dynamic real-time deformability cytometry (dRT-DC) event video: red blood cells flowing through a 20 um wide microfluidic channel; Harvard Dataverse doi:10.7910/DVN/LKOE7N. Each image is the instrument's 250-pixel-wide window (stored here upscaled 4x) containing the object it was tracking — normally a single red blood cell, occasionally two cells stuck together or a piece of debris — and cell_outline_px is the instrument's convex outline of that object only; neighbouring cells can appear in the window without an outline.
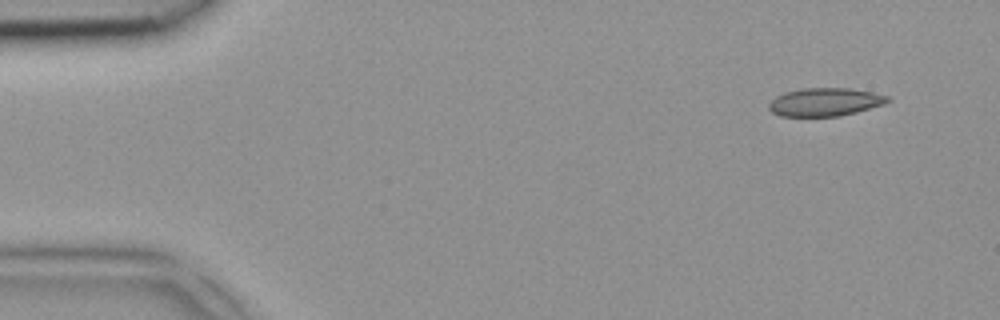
{"species": "common noctule bat (a hibernating species)", "species_latin": "Nyctalus noctula", "temperature_condition": "room temperature", "stored_images_in_passage": 5, "camera_frame_rate_fps": 3000, "um_per_image_px": 0.085, "animal": {"sex": "female", "body_mass_g": 18.4}, "frame": {"image": 1, "passage_image": 1, "time_ms": 0.0, "image_size_px": [1000, 320], "cell_outline_px": [[892, 100], [884, 104], [856, 112], [840, 116], [780, 116], [772, 112], [768, 108], [768, 104], [776, 96], [784, 92], [800, 88], [848, 88], [872, 92], [888, 96]], "centroid_in_image_um": [70.11, 8.67], "position_along_channel_um": 14.9, "area_um2": 19.54}}